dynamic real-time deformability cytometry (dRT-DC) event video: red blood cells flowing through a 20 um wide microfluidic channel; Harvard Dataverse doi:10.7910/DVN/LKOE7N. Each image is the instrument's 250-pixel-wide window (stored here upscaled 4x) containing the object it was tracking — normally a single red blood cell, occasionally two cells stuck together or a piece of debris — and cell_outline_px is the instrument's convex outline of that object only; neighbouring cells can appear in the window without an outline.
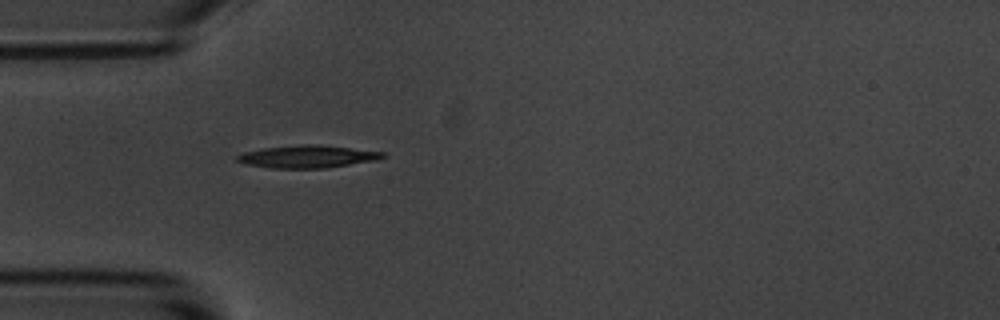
{"species": "common noctule bat (a hibernating species)", "species_latin": "Nyctalus noctula", "temperature_condition": "room temperature", "stored_images_in_passage": 1, "camera_frame_rate_fps": 3000, "um_per_image_px": 0.085, "animal": {"sex": "male", "body_mass_g": 20.1, "forearm_length_mm": 53.5}, "frame": {"image": 1, "passage_image": 1, "time_ms": 0.0, "image_size_px": [1000, 320], "cell_outline_px": [[388, 156], [376, 160], [324, 168], [272, 168], [248, 164], [236, 160], [236, 156], [244, 152], [264, 148], [304, 144], [316, 144], [384, 152]], "centroid_in_image_um": [26.16, 13.3], "position_along_channel_um": 58.8, "area_um2": 18.84}}